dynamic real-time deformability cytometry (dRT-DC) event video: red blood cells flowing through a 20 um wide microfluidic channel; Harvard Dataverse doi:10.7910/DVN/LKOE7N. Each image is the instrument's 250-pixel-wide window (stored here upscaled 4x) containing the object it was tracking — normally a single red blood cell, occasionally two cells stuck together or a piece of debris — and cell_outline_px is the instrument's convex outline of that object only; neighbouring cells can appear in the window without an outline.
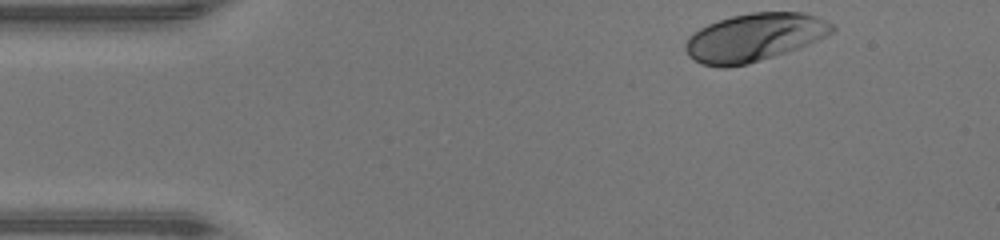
{"species": "human", "species_latin": "Homo sapiens", "temperature_condition": "warm", "stored_images_in_passage": 18, "camera_frame_rate_fps": 3000, "um_per_image_px": 0.085, "donor": {"sex": "male"}, "frame": {"image": 1, "passage_image": 1, "time_ms": 0.0, "image_size_px": [1000, 240], "cell_outline_px": [[836, 28], [832, 32], [808, 44], [748, 64], [728, 68], [720, 68], [700, 64], [688, 56], [684, 48], [684, 44], [688, 36], [700, 28], [708, 24], [732, 16], [752, 12], [804, 12], [816, 16], [832, 24]], "centroid_in_image_um": [64.05, 3.19], "position_along_channel_um": 20.9, "area_um2": 40.86}}
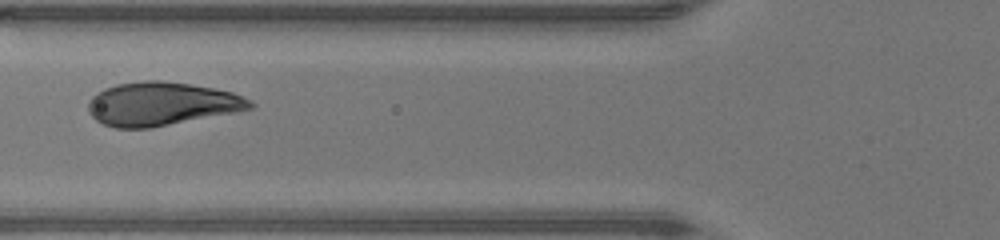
{"frame": {"image": 2, "passage_image": 13, "time_ms": 4.0, "image_size_px": [1000, 240], "cell_outline_px": [[256, 108], [236, 112], [148, 128], [116, 128], [104, 124], [96, 120], [88, 112], [88, 104], [92, 96], [104, 88], [116, 84], [144, 80], [160, 80], [188, 84], [212, 88], [232, 92], [252, 100], [256, 104]], "centroid_in_image_um": [13.74, 8.82], "position_along_channel_um": 112.1, "area_um2": 40.98}}
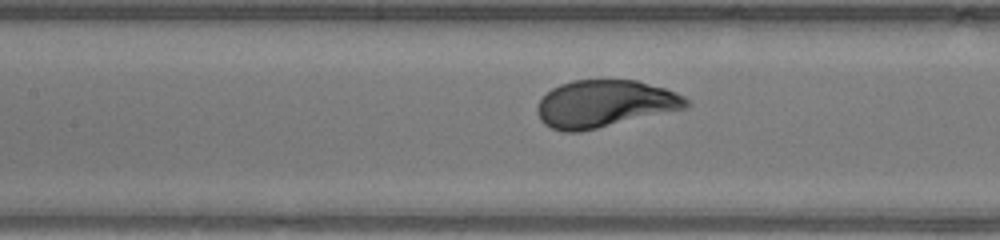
{"frame": {"image": 3, "passage_image": 16, "time_ms": 5.0, "image_size_px": [1000, 240], "cell_outline_px": [[692, 104], [688, 108], [580, 132], [564, 132], [552, 128], [544, 124], [540, 120], [536, 112], [536, 108], [540, 100], [552, 88], [560, 84], [572, 80], [636, 80], [664, 88], [676, 92], [684, 96]], "centroid_in_image_um": [51.41, 8.82], "position_along_channel_um": 156.0, "area_um2": 41.15}}